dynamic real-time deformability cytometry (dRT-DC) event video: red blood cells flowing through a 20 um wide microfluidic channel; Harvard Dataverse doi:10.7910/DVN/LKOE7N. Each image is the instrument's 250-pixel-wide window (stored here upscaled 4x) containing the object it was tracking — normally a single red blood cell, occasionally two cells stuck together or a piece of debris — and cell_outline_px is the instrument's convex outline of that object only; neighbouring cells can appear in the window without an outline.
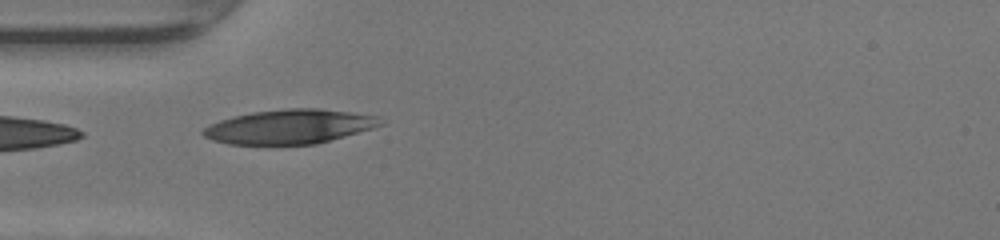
{"species": "human", "species_latin": "Homo sapiens", "temperature_condition": "warm", "stored_images_in_passage": 34, "camera_frame_rate_fps": 3000, "um_per_image_px": 0.085, "donor": {"sex": "female"}, "frame": {"image": 1, "passage_image": 1, "time_ms": 0.0, "image_size_px": [1000, 240], "cell_outline_px": [[384, 124], [372, 128], [316, 144], [228, 144], [212, 140], [204, 136], [200, 132], [204, 128], [220, 120], [232, 116], [252, 112], [288, 108], [316, 108], [348, 112], [376, 116]], "centroid_in_image_um": [24.56, 10.76], "position_along_channel_um": 60.4, "area_um2": 35.08}}
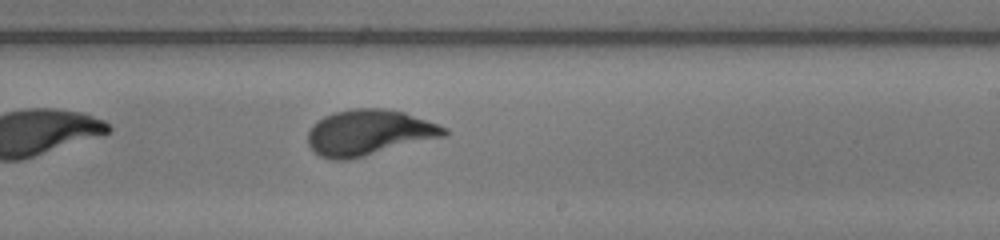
{"frame": {"image": 2, "passage_image": 15, "time_ms": 4.667, "image_size_px": [1000, 240], "cell_outline_px": [[448, 136], [348, 160], [332, 160], [320, 156], [308, 144], [308, 132], [312, 124], [324, 116], [332, 112], [352, 108], [380, 108], [404, 112], [448, 128]], "centroid_in_image_um": [31.36, 11.27], "position_along_channel_um": 257.6, "area_um2": 36.47}}
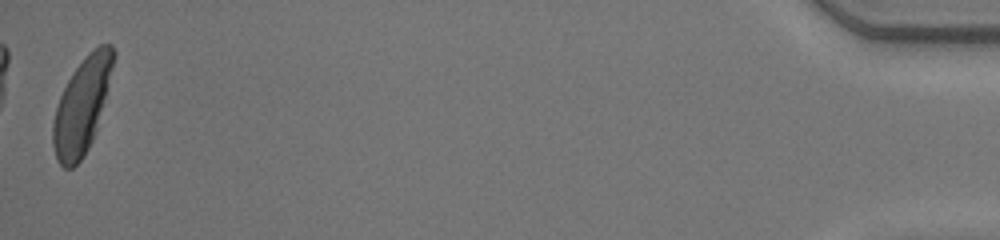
{"frame": {"image": 3, "passage_image": 34, "time_ms": 11.0, "image_size_px": [1000, 240], "cell_outline_px": [[116, 56], [96, 132], [84, 156], [72, 168], [64, 168], [56, 160], [52, 144], [52, 124], [56, 108], [60, 96], [72, 72], [88, 52], [100, 44], [112, 44], [116, 52]], "centroid_in_image_um": [6.96, 8.97], "position_along_channel_um": 428.2, "area_um2": 33.58}, "authors_computed_cell_mechanics": {"area_um2": 35.4025, "velocity_mm_per_s": 4.2866, "shape_relaxation_time_tau1_ms": 3.635, "shape_relaxation_time_tau2_ms": null, "deformation_change_tau1": 0.2066, "deformation_change_tau2": null}}